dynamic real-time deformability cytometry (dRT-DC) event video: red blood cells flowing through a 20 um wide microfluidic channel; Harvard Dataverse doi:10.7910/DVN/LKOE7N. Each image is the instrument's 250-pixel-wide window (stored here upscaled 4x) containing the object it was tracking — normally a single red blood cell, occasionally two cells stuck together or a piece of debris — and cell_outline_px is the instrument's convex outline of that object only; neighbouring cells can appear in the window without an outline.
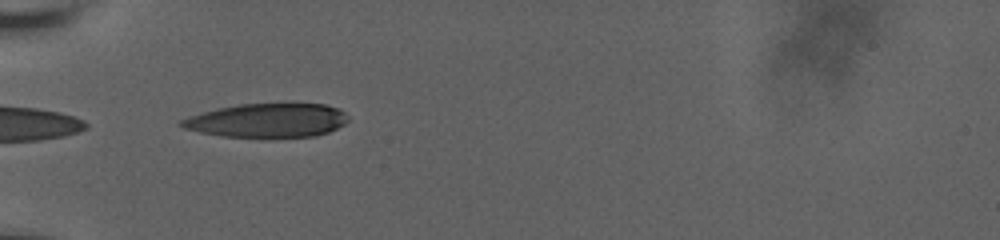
{"species": "human", "species_latin": "Homo sapiens", "temperature_condition": "room temperature", "stored_images_in_passage": 10, "segment_of_instrument_passage": [2, 2], "camera_frame_rate_fps": 3000, "um_per_image_px": 0.085, "donor": {"sex": "male"}, "frame": {"image": 1, "passage_image": 9, "time_ms": 7.0, "image_size_px": [1000, 240], "cell_outline_px": [[348, 120], [344, 124], [328, 132], [312, 136], [224, 136], [200, 132], [184, 128], [176, 124], [180, 120], [188, 116], [216, 108], [240, 104], [324, 104], [340, 108], [348, 116]], "centroid_in_image_um": [22.7, 10.21], "position_along_channel_um": 62.3, "area_um2": 32.6}}